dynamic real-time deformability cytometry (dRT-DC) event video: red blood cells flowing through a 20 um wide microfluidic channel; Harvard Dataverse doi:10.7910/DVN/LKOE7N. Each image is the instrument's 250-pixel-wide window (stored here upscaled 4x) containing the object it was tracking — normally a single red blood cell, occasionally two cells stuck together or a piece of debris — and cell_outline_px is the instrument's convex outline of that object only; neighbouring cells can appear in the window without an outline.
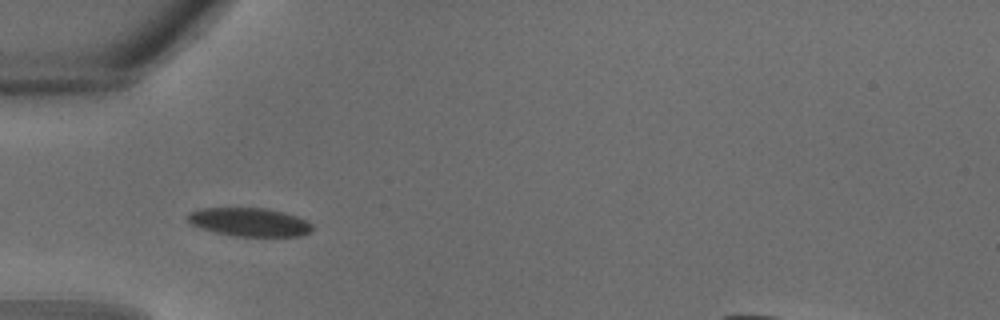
{"species": "common noctule bat (a hibernating species)", "species_latin": "Nyctalus noctula", "temperature_condition": "warm", "stored_images_in_passage": 26, "segment_of_instrument_passage": [1, 2], "camera_frame_rate_fps": 3000, "um_per_image_px": 0.085, "animal": {"sex": "male", "body_mass_g": 18.8}, "frame": {"image": 1, "passage_image": 3, "time_ms": 0.667, "image_size_px": [1000, 320], "cell_outline_px": [[312, 232], [300, 236], [236, 236], [216, 232], [200, 228], [192, 224], [188, 220], [188, 212], [200, 208], [264, 208], [284, 212], [308, 220], [312, 224]], "centroid_in_image_um": [21.23, 18.87], "position_along_channel_um": 63.8, "area_um2": 20.69}}
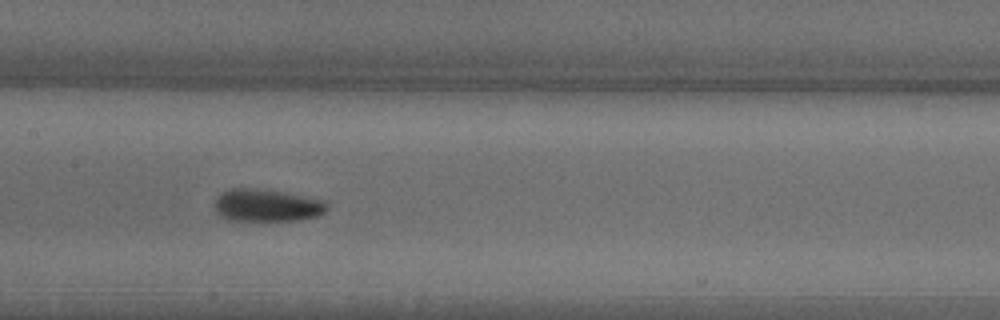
{"frame": {"image": 2, "passage_image": 9, "time_ms": 2.667, "image_size_px": [1000, 320], "cell_outline_px": [[328, 208], [324, 212], [316, 216], [300, 220], [228, 220], [220, 216], [216, 212], [212, 204], [216, 196], [220, 192], [232, 188], [256, 188], [304, 196], [324, 200], [328, 204]], "centroid_in_image_um": [22.61, 17.45], "position_along_channel_um": 184.8, "area_um2": 21.39}}
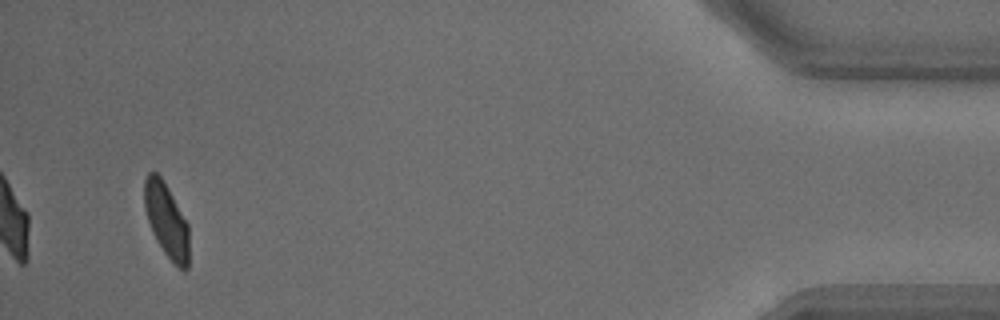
{"frame": {"image": 3, "passage_image": 24, "time_ms": 7.667, "image_size_px": [1000, 320], "cell_outline_px": [[188, 268], [184, 272], [164, 252], [156, 240], [152, 232], [144, 208], [144, 180], [148, 172], [156, 172], [164, 180], [188, 224]], "centroid_in_image_um": [14.13, 18.69], "position_along_channel_um": 421.1, "area_um2": 19.19}}